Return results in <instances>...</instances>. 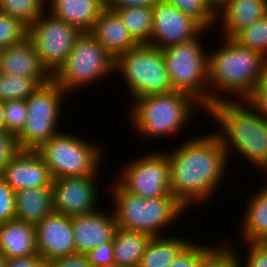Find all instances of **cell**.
<instances>
[{
  "label": "cell",
  "mask_w": 267,
  "mask_h": 267,
  "mask_svg": "<svg viewBox=\"0 0 267 267\" xmlns=\"http://www.w3.org/2000/svg\"><path fill=\"white\" fill-rule=\"evenodd\" d=\"M94 143L81 136L60 131L36 151L53 179L81 177L95 174L100 169L104 154L101 147Z\"/></svg>",
  "instance_id": "52a82bcc"
},
{
  "label": "cell",
  "mask_w": 267,
  "mask_h": 267,
  "mask_svg": "<svg viewBox=\"0 0 267 267\" xmlns=\"http://www.w3.org/2000/svg\"><path fill=\"white\" fill-rule=\"evenodd\" d=\"M6 267H47L39 255L26 258L6 259Z\"/></svg>",
  "instance_id": "b9f144b4"
},
{
  "label": "cell",
  "mask_w": 267,
  "mask_h": 267,
  "mask_svg": "<svg viewBox=\"0 0 267 267\" xmlns=\"http://www.w3.org/2000/svg\"><path fill=\"white\" fill-rule=\"evenodd\" d=\"M132 103V127L139 136L150 140L177 135L189 125L199 106L206 110L193 96L179 91L138 97Z\"/></svg>",
  "instance_id": "277c9868"
},
{
  "label": "cell",
  "mask_w": 267,
  "mask_h": 267,
  "mask_svg": "<svg viewBox=\"0 0 267 267\" xmlns=\"http://www.w3.org/2000/svg\"><path fill=\"white\" fill-rule=\"evenodd\" d=\"M40 85L29 77L0 73V101L27 99Z\"/></svg>",
  "instance_id": "83f0119b"
},
{
  "label": "cell",
  "mask_w": 267,
  "mask_h": 267,
  "mask_svg": "<svg viewBox=\"0 0 267 267\" xmlns=\"http://www.w3.org/2000/svg\"><path fill=\"white\" fill-rule=\"evenodd\" d=\"M116 180L126 191L144 199L173 195L167 151L135 158L122 168Z\"/></svg>",
  "instance_id": "7c38bea8"
},
{
  "label": "cell",
  "mask_w": 267,
  "mask_h": 267,
  "mask_svg": "<svg viewBox=\"0 0 267 267\" xmlns=\"http://www.w3.org/2000/svg\"><path fill=\"white\" fill-rule=\"evenodd\" d=\"M36 229L38 255L45 261L76 253L72 217L53 212Z\"/></svg>",
  "instance_id": "9a60e30c"
},
{
  "label": "cell",
  "mask_w": 267,
  "mask_h": 267,
  "mask_svg": "<svg viewBox=\"0 0 267 267\" xmlns=\"http://www.w3.org/2000/svg\"><path fill=\"white\" fill-rule=\"evenodd\" d=\"M114 182L111 199L119 228L143 231L152 237L162 236L161 233H165L164 230L187 211L174 195L144 199L126 191L117 181Z\"/></svg>",
  "instance_id": "5b68a950"
},
{
  "label": "cell",
  "mask_w": 267,
  "mask_h": 267,
  "mask_svg": "<svg viewBox=\"0 0 267 267\" xmlns=\"http://www.w3.org/2000/svg\"><path fill=\"white\" fill-rule=\"evenodd\" d=\"M114 245L111 242L104 243L86 253L92 267H115Z\"/></svg>",
  "instance_id": "f35d334b"
},
{
  "label": "cell",
  "mask_w": 267,
  "mask_h": 267,
  "mask_svg": "<svg viewBox=\"0 0 267 267\" xmlns=\"http://www.w3.org/2000/svg\"><path fill=\"white\" fill-rule=\"evenodd\" d=\"M182 13L196 20L205 30L217 24V13L206 0H166ZM211 26V27H210Z\"/></svg>",
  "instance_id": "f546056e"
},
{
  "label": "cell",
  "mask_w": 267,
  "mask_h": 267,
  "mask_svg": "<svg viewBox=\"0 0 267 267\" xmlns=\"http://www.w3.org/2000/svg\"><path fill=\"white\" fill-rule=\"evenodd\" d=\"M15 191L0 177V223L15 219Z\"/></svg>",
  "instance_id": "8d00e7d4"
},
{
  "label": "cell",
  "mask_w": 267,
  "mask_h": 267,
  "mask_svg": "<svg viewBox=\"0 0 267 267\" xmlns=\"http://www.w3.org/2000/svg\"><path fill=\"white\" fill-rule=\"evenodd\" d=\"M167 154L171 193L187 210L194 202L198 205L215 196L229 161L213 132L186 139Z\"/></svg>",
  "instance_id": "6da1fadb"
},
{
  "label": "cell",
  "mask_w": 267,
  "mask_h": 267,
  "mask_svg": "<svg viewBox=\"0 0 267 267\" xmlns=\"http://www.w3.org/2000/svg\"><path fill=\"white\" fill-rule=\"evenodd\" d=\"M81 177H61L52 180V201L56 213L67 216L87 214L99 209L97 174Z\"/></svg>",
  "instance_id": "4fadbf2b"
},
{
  "label": "cell",
  "mask_w": 267,
  "mask_h": 267,
  "mask_svg": "<svg viewBox=\"0 0 267 267\" xmlns=\"http://www.w3.org/2000/svg\"><path fill=\"white\" fill-rule=\"evenodd\" d=\"M153 33L148 43L159 49L178 45L207 33L196 20L182 13L166 0L153 6Z\"/></svg>",
  "instance_id": "5bb4252c"
},
{
  "label": "cell",
  "mask_w": 267,
  "mask_h": 267,
  "mask_svg": "<svg viewBox=\"0 0 267 267\" xmlns=\"http://www.w3.org/2000/svg\"><path fill=\"white\" fill-rule=\"evenodd\" d=\"M82 34L78 27L54 18L45 11L28 26L27 37L37 50L42 65L53 75Z\"/></svg>",
  "instance_id": "8fae6325"
},
{
  "label": "cell",
  "mask_w": 267,
  "mask_h": 267,
  "mask_svg": "<svg viewBox=\"0 0 267 267\" xmlns=\"http://www.w3.org/2000/svg\"><path fill=\"white\" fill-rule=\"evenodd\" d=\"M235 99L220 101L206 108L205 112L220 127L219 131L217 129L213 133L223 146L228 160L230 154L236 151L246 159L244 161L251 162L250 164L261 170L257 172L266 174L267 120L247 100L239 103Z\"/></svg>",
  "instance_id": "7a4b0ae2"
},
{
  "label": "cell",
  "mask_w": 267,
  "mask_h": 267,
  "mask_svg": "<svg viewBox=\"0 0 267 267\" xmlns=\"http://www.w3.org/2000/svg\"><path fill=\"white\" fill-rule=\"evenodd\" d=\"M267 14V0H228L217 12L222 36L233 38L239 31ZM220 18V19H219Z\"/></svg>",
  "instance_id": "ffe728a7"
},
{
  "label": "cell",
  "mask_w": 267,
  "mask_h": 267,
  "mask_svg": "<svg viewBox=\"0 0 267 267\" xmlns=\"http://www.w3.org/2000/svg\"><path fill=\"white\" fill-rule=\"evenodd\" d=\"M260 188L250 196L244 209L240 229L244 242H260L267 234V184Z\"/></svg>",
  "instance_id": "d4e9b609"
},
{
  "label": "cell",
  "mask_w": 267,
  "mask_h": 267,
  "mask_svg": "<svg viewBox=\"0 0 267 267\" xmlns=\"http://www.w3.org/2000/svg\"><path fill=\"white\" fill-rule=\"evenodd\" d=\"M233 39L267 58V14L239 31Z\"/></svg>",
  "instance_id": "4dcf8cb0"
},
{
  "label": "cell",
  "mask_w": 267,
  "mask_h": 267,
  "mask_svg": "<svg viewBox=\"0 0 267 267\" xmlns=\"http://www.w3.org/2000/svg\"><path fill=\"white\" fill-rule=\"evenodd\" d=\"M114 73L125 79L133 100L173 92L161 49L149 44H138L120 54L115 59Z\"/></svg>",
  "instance_id": "8992f818"
},
{
  "label": "cell",
  "mask_w": 267,
  "mask_h": 267,
  "mask_svg": "<svg viewBox=\"0 0 267 267\" xmlns=\"http://www.w3.org/2000/svg\"><path fill=\"white\" fill-rule=\"evenodd\" d=\"M68 94L53 80L40 86L26 99L27 119L16 136L20 150H37L59 133L62 99Z\"/></svg>",
  "instance_id": "30bf717a"
},
{
  "label": "cell",
  "mask_w": 267,
  "mask_h": 267,
  "mask_svg": "<svg viewBox=\"0 0 267 267\" xmlns=\"http://www.w3.org/2000/svg\"><path fill=\"white\" fill-rule=\"evenodd\" d=\"M0 130H5L4 102L0 101Z\"/></svg>",
  "instance_id": "f6af8a7d"
},
{
  "label": "cell",
  "mask_w": 267,
  "mask_h": 267,
  "mask_svg": "<svg viewBox=\"0 0 267 267\" xmlns=\"http://www.w3.org/2000/svg\"><path fill=\"white\" fill-rule=\"evenodd\" d=\"M0 254L6 259L37 256L35 226L17 219L0 223Z\"/></svg>",
  "instance_id": "7402d4cb"
},
{
  "label": "cell",
  "mask_w": 267,
  "mask_h": 267,
  "mask_svg": "<svg viewBox=\"0 0 267 267\" xmlns=\"http://www.w3.org/2000/svg\"><path fill=\"white\" fill-rule=\"evenodd\" d=\"M222 244L203 262L201 267H239L232 249Z\"/></svg>",
  "instance_id": "74e56055"
},
{
  "label": "cell",
  "mask_w": 267,
  "mask_h": 267,
  "mask_svg": "<svg viewBox=\"0 0 267 267\" xmlns=\"http://www.w3.org/2000/svg\"><path fill=\"white\" fill-rule=\"evenodd\" d=\"M170 236V237H169ZM156 236L149 241L138 267H168L178 255L192 242L175 237Z\"/></svg>",
  "instance_id": "484cf974"
},
{
  "label": "cell",
  "mask_w": 267,
  "mask_h": 267,
  "mask_svg": "<svg viewBox=\"0 0 267 267\" xmlns=\"http://www.w3.org/2000/svg\"><path fill=\"white\" fill-rule=\"evenodd\" d=\"M19 150L16 135L6 130H0V173Z\"/></svg>",
  "instance_id": "ab89813d"
},
{
  "label": "cell",
  "mask_w": 267,
  "mask_h": 267,
  "mask_svg": "<svg viewBox=\"0 0 267 267\" xmlns=\"http://www.w3.org/2000/svg\"><path fill=\"white\" fill-rule=\"evenodd\" d=\"M158 0H106V7L114 10L122 7H152Z\"/></svg>",
  "instance_id": "7bdbcfd3"
},
{
  "label": "cell",
  "mask_w": 267,
  "mask_h": 267,
  "mask_svg": "<svg viewBox=\"0 0 267 267\" xmlns=\"http://www.w3.org/2000/svg\"><path fill=\"white\" fill-rule=\"evenodd\" d=\"M221 37V46L209 53L208 106L232 100L233 95L238 101L247 100L267 66V58L260 52L241 46L233 38ZM223 92L232 95L226 97Z\"/></svg>",
  "instance_id": "3957f363"
},
{
  "label": "cell",
  "mask_w": 267,
  "mask_h": 267,
  "mask_svg": "<svg viewBox=\"0 0 267 267\" xmlns=\"http://www.w3.org/2000/svg\"><path fill=\"white\" fill-rule=\"evenodd\" d=\"M151 238L143 231L117 227L113 236L115 267H138Z\"/></svg>",
  "instance_id": "cb8c5ba5"
},
{
  "label": "cell",
  "mask_w": 267,
  "mask_h": 267,
  "mask_svg": "<svg viewBox=\"0 0 267 267\" xmlns=\"http://www.w3.org/2000/svg\"><path fill=\"white\" fill-rule=\"evenodd\" d=\"M228 0H206L211 8L217 13Z\"/></svg>",
  "instance_id": "ee69618b"
},
{
  "label": "cell",
  "mask_w": 267,
  "mask_h": 267,
  "mask_svg": "<svg viewBox=\"0 0 267 267\" xmlns=\"http://www.w3.org/2000/svg\"><path fill=\"white\" fill-rule=\"evenodd\" d=\"M46 0H0V12L18 18L29 26L47 11ZM46 6V7H45Z\"/></svg>",
  "instance_id": "f1b7e54d"
},
{
  "label": "cell",
  "mask_w": 267,
  "mask_h": 267,
  "mask_svg": "<svg viewBox=\"0 0 267 267\" xmlns=\"http://www.w3.org/2000/svg\"><path fill=\"white\" fill-rule=\"evenodd\" d=\"M114 64L115 60L97 39L90 32H84L65 62L52 75V80L69 95L81 87L115 75Z\"/></svg>",
  "instance_id": "ba28073f"
},
{
  "label": "cell",
  "mask_w": 267,
  "mask_h": 267,
  "mask_svg": "<svg viewBox=\"0 0 267 267\" xmlns=\"http://www.w3.org/2000/svg\"><path fill=\"white\" fill-rule=\"evenodd\" d=\"M0 267H6V258L0 254Z\"/></svg>",
  "instance_id": "bcb514c9"
},
{
  "label": "cell",
  "mask_w": 267,
  "mask_h": 267,
  "mask_svg": "<svg viewBox=\"0 0 267 267\" xmlns=\"http://www.w3.org/2000/svg\"><path fill=\"white\" fill-rule=\"evenodd\" d=\"M47 267H92L86 254L73 253L46 261Z\"/></svg>",
  "instance_id": "60d3db41"
},
{
  "label": "cell",
  "mask_w": 267,
  "mask_h": 267,
  "mask_svg": "<svg viewBox=\"0 0 267 267\" xmlns=\"http://www.w3.org/2000/svg\"><path fill=\"white\" fill-rule=\"evenodd\" d=\"M72 226L76 252L86 254L113 240L117 222L114 212L108 214L99 208L91 213L72 216Z\"/></svg>",
  "instance_id": "e0dca14e"
},
{
  "label": "cell",
  "mask_w": 267,
  "mask_h": 267,
  "mask_svg": "<svg viewBox=\"0 0 267 267\" xmlns=\"http://www.w3.org/2000/svg\"><path fill=\"white\" fill-rule=\"evenodd\" d=\"M260 243L264 246H267V234L266 236L260 241Z\"/></svg>",
  "instance_id": "7dc6e473"
},
{
  "label": "cell",
  "mask_w": 267,
  "mask_h": 267,
  "mask_svg": "<svg viewBox=\"0 0 267 267\" xmlns=\"http://www.w3.org/2000/svg\"><path fill=\"white\" fill-rule=\"evenodd\" d=\"M26 99L4 102L5 130L18 135L27 119Z\"/></svg>",
  "instance_id": "836d02e7"
},
{
  "label": "cell",
  "mask_w": 267,
  "mask_h": 267,
  "mask_svg": "<svg viewBox=\"0 0 267 267\" xmlns=\"http://www.w3.org/2000/svg\"><path fill=\"white\" fill-rule=\"evenodd\" d=\"M15 219L38 225L54 212L51 187H38L15 192Z\"/></svg>",
  "instance_id": "603a6c76"
},
{
  "label": "cell",
  "mask_w": 267,
  "mask_h": 267,
  "mask_svg": "<svg viewBox=\"0 0 267 267\" xmlns=\"http://www.w3.org/2000/svg\"><path fill=\"white\" fill-rule=\"evenodd\" d=\"M220 246L191 242L168 267H201L203 262Z\"/></svg>",
  "instance_id": "d6a6232c"
},
{
  "label": "cell",
  "mask_w": 267,
  "mask_h": 267,
  "mask_svg": "<svg viewBox=\"0 0 267 267\" xmlns=\"http://www.w3.org/2000/svg\"><path fill=\"white\" fill-rule=\"evenodd\" d=\"M90 33L114 60L138 45L119 15L107 7L95 21Z\"/></svg>",
  "instance_id": "d6986e66"
},
{
  "label": "cell",
  "mask_w": 267,
  "mask_h": 267,
  "mask_svg": "<svg viewBox=\"0 0 267 267\" xmlns=\"http://www.w3.org/2000/svg\"><path fill=\"white\" fill-rule=\"evenodd\" d=\"M224 243L232 249L238 260L239 267H267V246L262 245L260 242H245L248 245L245 265H243L244 263L240 259L242 256H239L236 251L238 250L237 246L235 248L233 247L234 245H231L233 243L229 242V244L227 241Z\"/></svg>",
  "instance_id": "e575fe53"
},
{
  "label": "cell",
  "mask_w": 267,
  "mask_h": 267,
  "mask_svg": "<svg viewBox=\"0 0 267 267\" xmlns=\"http://www.w3.org/2000/svg\"><path fill=\"white\" fill-rule=\"evenodd\" d=\"M27 33L28 26L21 20L0 12V50L20 43Z\"/></svg>",
  "instance_id": "1f68e13d"
},
{
  "label": "cell",
  "mask_w": 267,
  "mask_h": 267,
  "mask_svg": "<svg viewBox=\"0 0 267 267\" xmlns=\"http://www.w3.org/2000/svg\"><path fill=\"white\" fill-rule=\"evenodd\" d=\"M0 73L33 78L40 86L52 80V75L42 65L38 52L28 37L1 50Z\"/></svg>",
  "instance_id": "ac0fdd59"
},
{
  "label": "cell",
  "mask_w": 267,
  "mask_h": 267,
  "mask_svg": "<svg viewBox=\"0 0 267 267\" xmlns=\"http://www.w3.org/2000/svg\"><path fill=\"white\" fill-rule=\"evenodd\" d=\"M128 32L138 44H148L153 33L152 7L115 8Z\"/></svg>",
  "instance_id": "4316f807"
},
{
  "label": "cell",
  "mask_w": 267,
  "mask_h": 267,
  "mask_svg": "<svg viewBox=\"0 0 267 267\" xmlns=\"http://www.w3.org/2000/svg\"><path fill=\"white\" fill-rule=\"evenodd\" d=\"M47 12L54 18L90 32L106 8V0H48Z\"/></svg>",
  "instance_id": "44dd1931"
},
{
  "label": "cell",
  "mask_w": 267,
  "mask_h": 267,
  "mask_svg": "<svg viewBox=\"0 0 267 267\" xmlns=\"http://www.w3.org/2000/svg\"><path fill=\"white\" fill-rule=\"evenodd\" d=\"M0 177L16 192L51 187L52 176L36 150H19L3 167Z\"/></svg>",
  "instance_id": "2e32d148"
},
{
  "label": "cell",
  "mask_w": 267,
  "mask_h": 267,
  "mask_svg": "<svg viewBox=\"0 0 267 267\" xmlns=\"http://www.w3.org/2000/svg\"><path fill=\"white\" fill-rule=\"evenodd\" d=\"M247 102L258 111L260 116L267 120V66L257 79L255 89Z\"/></svg>",
  "instance_id": "d590c367"
},
{
  "label": "cell",
  "mask_w": 267,
  "mask_h": 267,
  "mask_svg": "<svg viewBox=\"0 0 267 267\" xmlns=\"http://www.w3.org/2000/svg\"><path fill=\"white\" fill-rule=\"evenodd\" d=\"M200 38V40H199ZM200 35L184 43L161 49L173 91L193 96L208 107L209 53Z\"/></svg>",
  "instance_id": "9c48e42d"
}]
</instances>
